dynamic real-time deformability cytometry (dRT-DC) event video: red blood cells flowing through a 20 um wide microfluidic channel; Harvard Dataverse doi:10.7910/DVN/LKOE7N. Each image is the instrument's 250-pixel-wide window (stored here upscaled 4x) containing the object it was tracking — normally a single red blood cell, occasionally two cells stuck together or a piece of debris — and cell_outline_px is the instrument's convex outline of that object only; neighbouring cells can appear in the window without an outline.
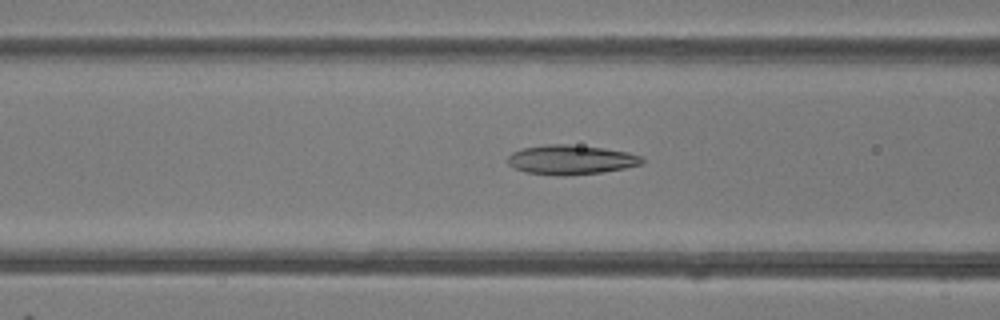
{"species": "common noctule bat (a hibernating species)", "species_latin": "Nyctalus noctula", "temperature_condition": "room temperature", "stored_images_in_passage": 45, "camera_frame_rate_fps": 3000, "um_per_image_px": 0.085, "animal": {"sex": "female"}, "frame": {"image": 1, "passage_image": 19, "time_ms": 6.0, "image_size_px": [1000, 320], "cell_outline_px": [[644, 164], [604, 172], [564, 176], [556, 176], [524, 172], [508, 164], [508, 156], [512, 152], [524, 148], [544, 144], [568, 144], [604, 148], [628, 152], [640, 156], [644, 160]], "centroid_in_image_um": [48.53, 13.58], "position_along_channel_um": 118.1, "area_um2": 23.24}}
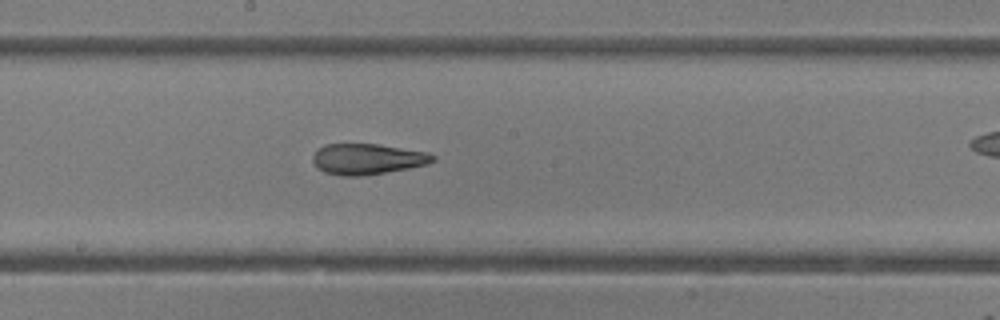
{"frame": {"image": 2, "passage_image": 26, "time_ms": 8.333, "image_size_px": [1000, 320], "cell_outline_px": [[436, 160], [428, 164], [408, 168], [364, 176], [340, 176], [324, 172], [316, 168], [312, 160], [312, 156], [324, 144], [376, 144], [424, 152], [436, 156]], "centroid_in_image_um": [31.19, 13.53], "position_along_channel_um": 217.0, "area_um2": 21.44}}
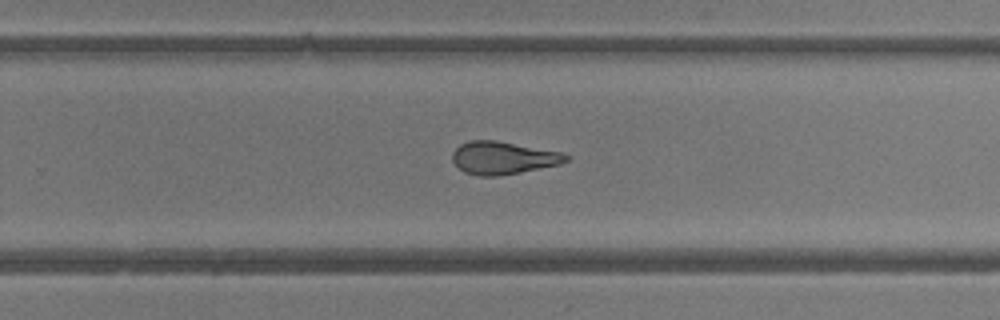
{"frame": {"image": 3, "passage_image": 31, "time_ms": 10.0, "image_size_px": [1000, 320], "cell_outline_px": [[568, 160], [560, 164], [520, 172], [496, 176], [480, 176], [464, 172], [452, 160], [452, 152], [460, 144], [468, 140], [496, 140], [564, 152], [568, 156]], "centroid_in_image_um": [42.76, 13.4], "position_along_channel_um": 287.0, "area_um2": 21.68}, "authors_computed_cell_mechanics": {"area_um2": 22.0218, "velocity_mm_per_s": 4.2314, "shape_relaxation_time_tau1_ms": null, "shape_relaxation_time_tau2_ms": 2.957, "deformation_change_tau1": null, "deformation_change_tau2": 0.109}}